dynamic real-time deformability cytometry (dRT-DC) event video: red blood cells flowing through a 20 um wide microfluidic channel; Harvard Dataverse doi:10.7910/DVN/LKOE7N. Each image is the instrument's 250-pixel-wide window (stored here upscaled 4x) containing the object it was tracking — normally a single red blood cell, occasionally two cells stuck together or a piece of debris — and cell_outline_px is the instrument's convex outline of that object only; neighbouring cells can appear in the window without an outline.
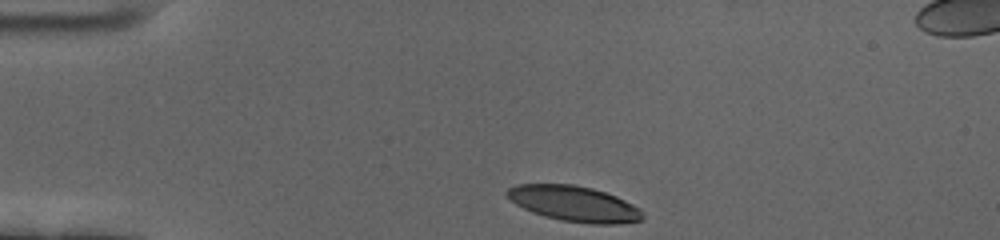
{"species": "human", "species_latin": "Homo sapiens", "temperature_condition": "cold", "stored_images_in_passage": 38, "camera_frame_rate_fps": 3000, "um_per_image_px": 0.085, "donor": {"sex": "female"}, "frame": {"image": 1, "passage_image": 1, "time_ms": 0.0, "image_size_px": [1000, 240], "cell_outline_px": [[644, 220], [616, 224], [592, 224], [560, 220], [544, 216], [532, 212], [516, 204], [504, 192], [508, 188], [516, 184], [572, 184], [592, 188], [616, 196], [640, 208], [644, 212]], "centroid_in_image_um": [48.82, 17.32], "position_along_channel_um": 36.2, "area_um2": 28.09}}
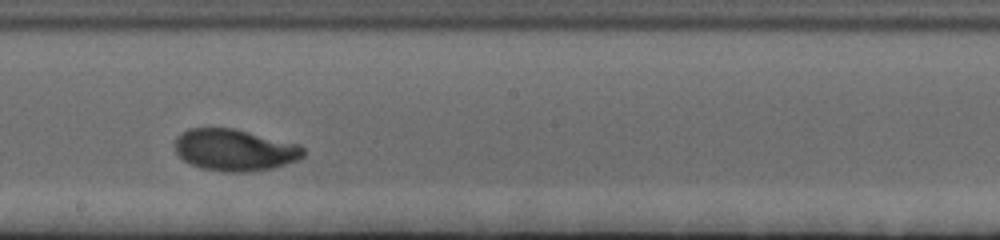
{"frame": {"image": 2, "passage_image": 22, "time_ms": 7.0, "image_size_px": [1000, 240], "cell_outline_px": [[304, 156], [296, 160], [272, 168], [244, 172], [220, 172], [200, 168], [184, 160], [176, 152], [176, 136], [188, 128], [232, 128], [300, 144], [304, 148]], "centroid_in_image_um": [19.94, 12.75], "position_along_channel_um": 228.3, "area_um2": 31.15}}
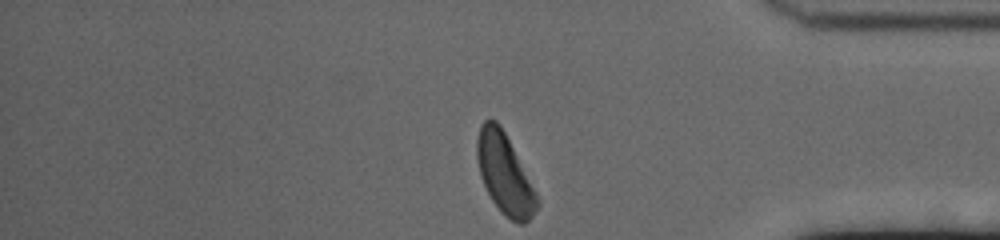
{"frame": {"image": 3, "passage_image": 38, "time_ms": 12.333, "image_size_px": [1000, 240], "cell_outline_px": [[540, 204], [532, 216], [524, 224], [516, 224], [492, 200], [480, 176], [476, 156], [476, 140], [480, 124], [484, 120], [496, 120], [500, 124], [540, 200]], "centroid_in_image_um": [42.88, 14.77], "position_along_channel_um": 392.3, "area_um2": 27.57}, "authors_computed_cell_mechanics": {"area_um2": 30.3161, "velocity_mm_per_s": 3.4176, "shape_relaxation_time_tau1_ms": 2.6779, "shape_relaxation_time_tau2_ms": 1.2862, "deformation_change_tau1": 0.1879, "deformation_change_tau2": 0.0584}}